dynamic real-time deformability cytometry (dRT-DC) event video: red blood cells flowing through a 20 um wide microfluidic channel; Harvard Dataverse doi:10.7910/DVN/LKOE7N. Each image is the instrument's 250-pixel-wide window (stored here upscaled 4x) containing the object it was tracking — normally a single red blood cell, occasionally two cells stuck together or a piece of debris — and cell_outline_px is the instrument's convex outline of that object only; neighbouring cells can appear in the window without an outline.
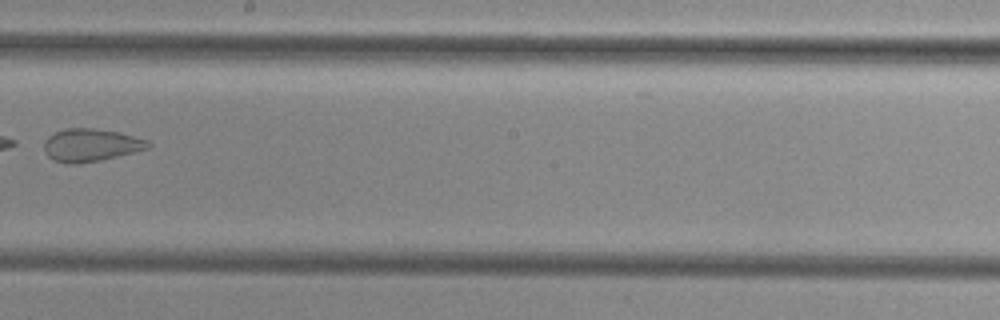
{"species": "common noctule bat (a hibernating species)", "species_latin": "Nyctalus noctula", "temperature_condition": "cold", "stored_images_in_passage": 8, "camera_frame_rate_fps": 3000, "um_per_image_px": 0.085, "animal": {"sex": "female", "body_mass_g": 29.2, "forearm_length_mm": 56.3}, "frame": {"image": 1, "passage_image": 8, "time_ms": 8.333, "image_size_px": [1000, 320], "cell_outline_px": [[152, 148], [100, 160], [80, 164], [68, 164], [52, 160], [44, 152], [44, 140], [48, 136], [64, 128], [92, 128], [120, 132], [148, 140], [152, 144]], "centroid_in_image_um": [7.73, 12.34], "position_along_channel_um": 240.5, "area_um2": 20.17}}